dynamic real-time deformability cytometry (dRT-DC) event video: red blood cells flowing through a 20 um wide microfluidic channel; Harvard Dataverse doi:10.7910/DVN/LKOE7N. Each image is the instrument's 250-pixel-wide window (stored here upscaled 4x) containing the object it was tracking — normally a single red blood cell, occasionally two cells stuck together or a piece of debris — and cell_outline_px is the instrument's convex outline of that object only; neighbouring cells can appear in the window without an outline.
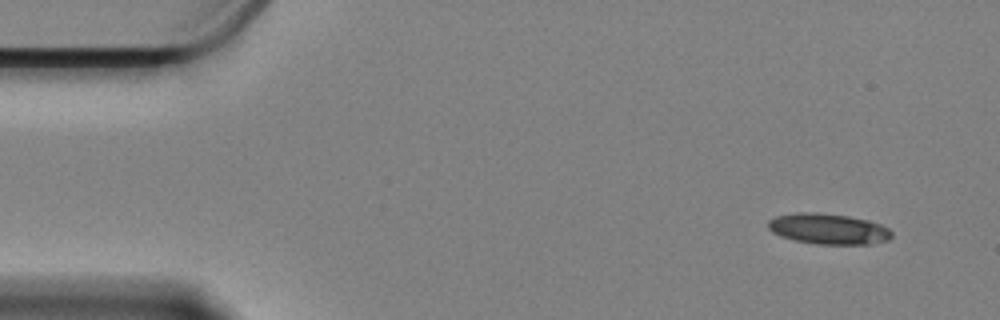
{"species": "Egyptian fruit bat (a non-hibernating species)", "species_latin": "Rousettus aegyptiacus", "temperature_condition": "cold", "stored_images_in_passage": 14, "camera_frame_rate_fps": 3000, "um_per_image_px": 0.085, "animal": {"sex": "female"}, "frame": {"image": 1, "passage_image": 1, "time_ms": 0.0, "image_size_px": [1000, 320], "cell_outline_px": [[892, 236], [888, 240], [868, 244], [816, 244], [796, 240], [780, 236], [772, 232], [768, 228], [768, 220], [776, 216], [796, 212], [816, 212], [848, 216], [868, 220], [880, 224], [888, 228], [892, 232]], "centroid_in_image_um": [70.4, 19.45], "position_along_channel_um": 14.6, "area_um2": 22.08}}
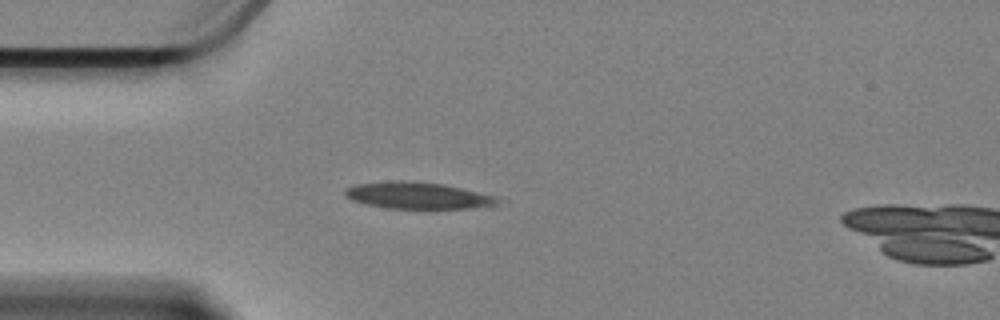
{"frame": {"image": 2, "passage_image": 12, "time_ms": 3.667, "image_size_px": [1000, 320], "cell_outline_px": [[508, 204], [496, 208], [388, 208], [364, 204], [352, 200], [344, 196], [344, 188], [356, 184], [392, 180], [400, 180], [444, 184], [500, 196], [508, 200]], "centroid_in_image_um": [35.74, 16.63], "position_along_channel_um": 49.3, "area_um2": 24.8}}